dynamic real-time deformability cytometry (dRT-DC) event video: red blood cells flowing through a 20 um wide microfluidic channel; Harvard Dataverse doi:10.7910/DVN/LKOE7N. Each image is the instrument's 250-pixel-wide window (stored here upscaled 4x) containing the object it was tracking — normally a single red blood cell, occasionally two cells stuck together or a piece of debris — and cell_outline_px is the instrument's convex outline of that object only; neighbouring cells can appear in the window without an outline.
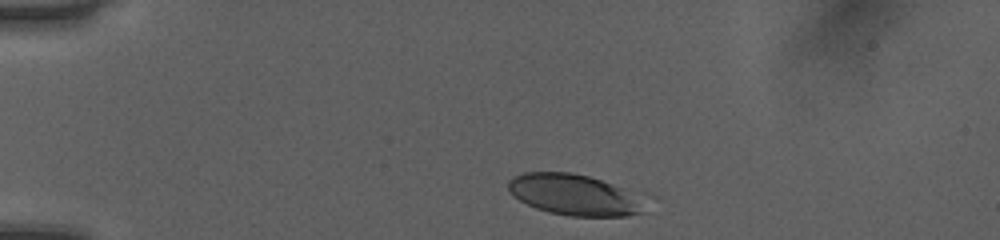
{"species": "human", "species_latin": "Homo sapiens", "temperature_condition": "room temperature", "stored_images_in_passage": 35, "camera_frame_rate_fps": 3000, "um_per_image_px": 0.085, "donor": {"sex": "female"}, "frame": {"image": 1, "passage_image": 1, "time_ms": 0.0, "image_size_px": [1000, 240], "cell_outline_px": [[656, 196], [644, 212], [628, 216], [568, 216], [548, 212], [536, 208], [520, 200], [508, 188], [508, 180], [512, 176], [524, 172], [572, 172], [588, 176], [648, 192]], "centroid_in_image_um": [49.13, 16.55], "position_along_channel_um": 35.9, "area_um2": 34.62}}
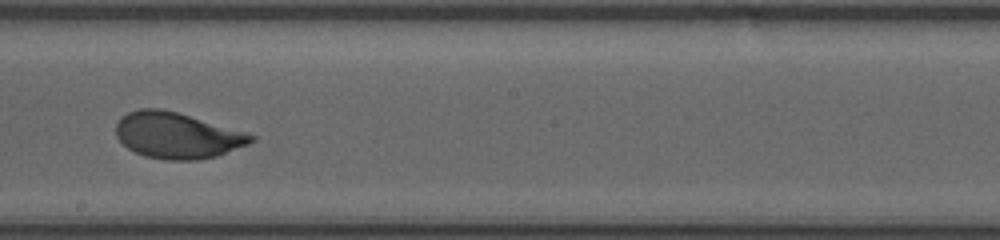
{"frame": {"image": 2, "passage_image": 20, "time_ms": 6.333, "image_size_px": [1000, 240], "cell_outline_px": [[256, 140], [248, 144], [216, 156], [196, 160], [164, 160], [144, 156], [128, 148], [116, 136], [116, 124], [120, 116], [128, 112], [140, 108], [160, 108], [176, 112], [244, 132], [256, 136]], "centroid_in_image_um": [15.01, 11.51], "position_along_channel_um": 233.2, "area_um2": 35.95}}
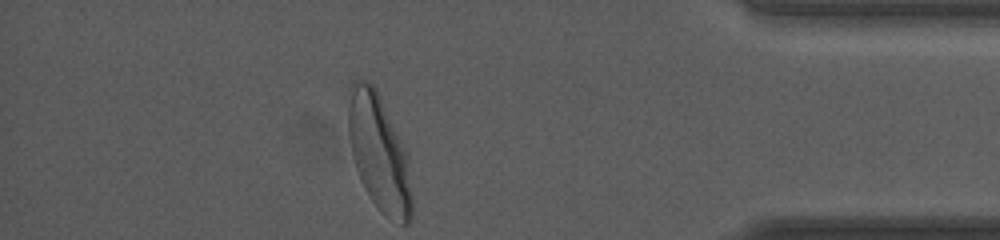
{"frame": {"image": 3, "passage_image": 35, "time_ms": 11.333, "image_size_px": [1000, 240], "cell_outline_px": [[412, 216], [408, 224], [400, 224], [388, 220], [380, 212], [364, 188], [356, 168], [348, 136], [348, 108], [352, 80], [364, 80], [372, 84], [376, 88], [408, 152], [412, 196]], "centroid_in_image_um": [32.25, 13.04], "position_along_channel_um": 403.0, "area_um2": 43.58}, "authors_computed_cell_mechanics": {"area_um2": 35.7204, "velocity_mm_per_s": 4.0434, "shape_relaxation_time_tau1_ms": 2.3993, "shape_relaxation_time_tau2_ms": null, "deformation_change_tau1": 0.1411, "deformation_change_tau2": null}}